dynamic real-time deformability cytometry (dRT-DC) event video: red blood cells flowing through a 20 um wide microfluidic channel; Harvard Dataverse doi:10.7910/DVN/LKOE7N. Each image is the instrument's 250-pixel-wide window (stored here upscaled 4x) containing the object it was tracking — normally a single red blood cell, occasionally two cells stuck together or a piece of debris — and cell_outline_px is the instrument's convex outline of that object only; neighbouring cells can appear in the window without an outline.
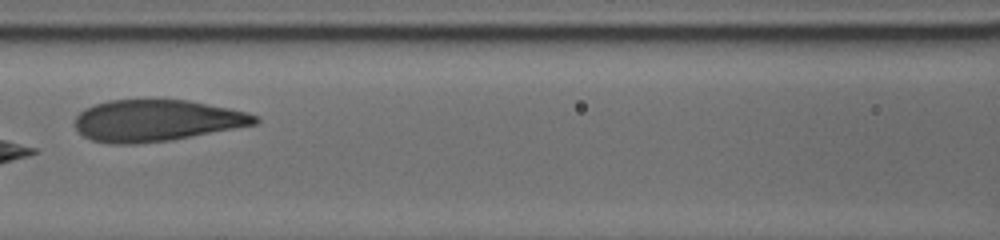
{"species": "human", "species_latin": "Homo sapiens", "temperature_condition": "cold", "stored_images_in_passage": 20, "camera_frame_rate_fps": 3000, "um_per_image_px": 0.085, "donor": {"sex": "male"}, "frame": {"image": 1, "passage_image": 12, "time_ms": 6.0, "image_size_px": [1000, 240], "cell_outline_px": [[260, 120], [256, 124], [168, 140], [136, 144], [112, 144], [92, 140], [84, 136], [72, 124], [76, 116], [84, 108], [108, 100], [188, 100], [248, 112], [260, 116]], "centroid_in_image_um": [13.27, 10.24], "position_along_channel_um": 153.3, "area_um2": 43.41}}
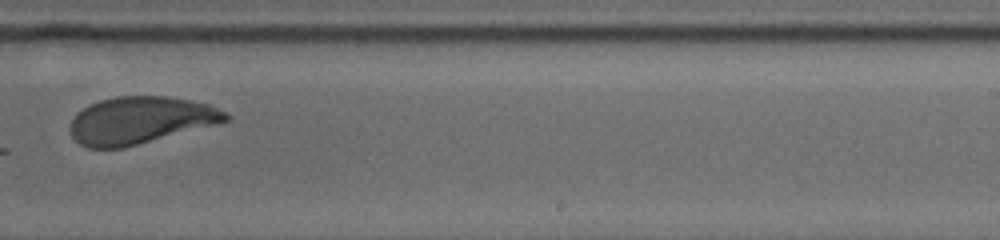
{"frame": {"image": 2, "passage_image": 15, "time_ms": 9.333, "image_size_px": [1000, 240], "cell_outline_px": [[232, 116], [228, 120], [216, 124], [124, 148], [88, 148], [80, 144], [72, 136], [72, 120], [76, 112], [88, 104], [100, 100], [116, 96], [168, 96], [208, 104]], "centroid_in_image_um": [11.91, 10.22], "position_along_channel_um": 277.1, "area_um2": 42.48}}
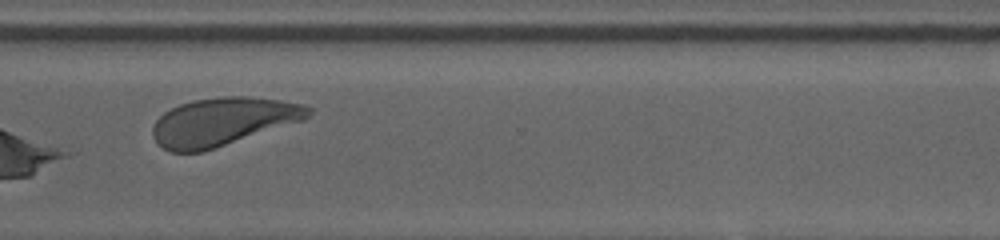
{"frame": {"image": 3, "passage_image": 17, "time_ms": 11.333, "image_size_px": [1000, 240], "cell_outline_px": [[312, 112], [304, 120], [204, 152], [168, 152], [152, 136], [152, 128], [156, 120], [164, 112], [180, 104], [192, 100], [220, 96], [252, 96], [280, 100], [304, 104], [312, 108]], "centroid_in_image_um": [18.96, 10.33], "position_along_channel_um": 351.6, "area_um2": 43.87}, "authors_computed_cell_mechanics": {"area_um2": 33.1772, "velocity_mm_per_s": 3.712, "shape_relaxation_time_tau1_ms": null, "shape_relaxation_time_tau2_ms": 0.79, "deformation_change_tau1": null, "deformation_change_tau2": 0.0613}}